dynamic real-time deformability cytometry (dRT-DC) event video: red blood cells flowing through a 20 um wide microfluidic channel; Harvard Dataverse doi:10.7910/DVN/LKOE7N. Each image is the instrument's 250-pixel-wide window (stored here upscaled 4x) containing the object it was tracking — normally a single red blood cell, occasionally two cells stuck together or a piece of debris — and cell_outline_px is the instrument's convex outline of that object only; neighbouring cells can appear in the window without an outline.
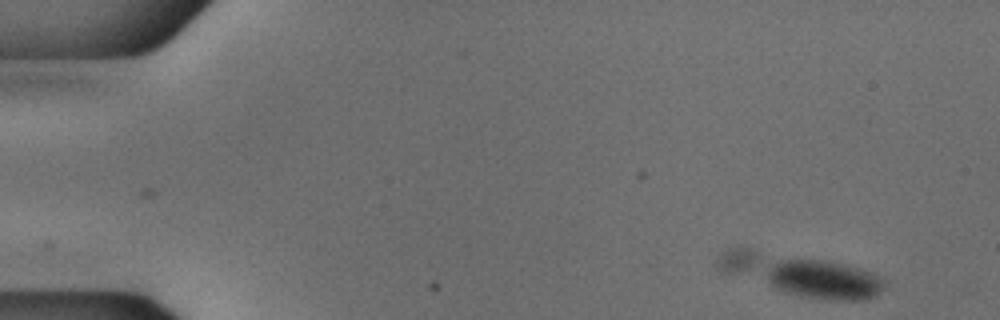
{"species": "common noctule bat (a hibernating species)", "species_latin": "Nyctalus noctula", "temperature_condition": "cold", "stored_images_in_passage": 42, "camera_frame_rate_fps": 3000, "um_per_image_px": 0.085, "animal": {"sex": "male", "body_mass_g": 18.8}, "frame": {"image": 1, "passage_image": 1, "time_ms": 0.0, "image_size_px": [1000, 320], "cell_outline_px": [[884, 288], [872, 296], [864, 300], [828, 300], [800, 296], [788, 292], [724, 268], [716, 264], [724, 252], [728, 248], [752, 248], [828, 260], [848, 264], [868, 272], [884, 280]], "centroid_in_image_um": [68.24, 23.32], "position_along_channel_um": 16.8, "area_um2": 38.09}}
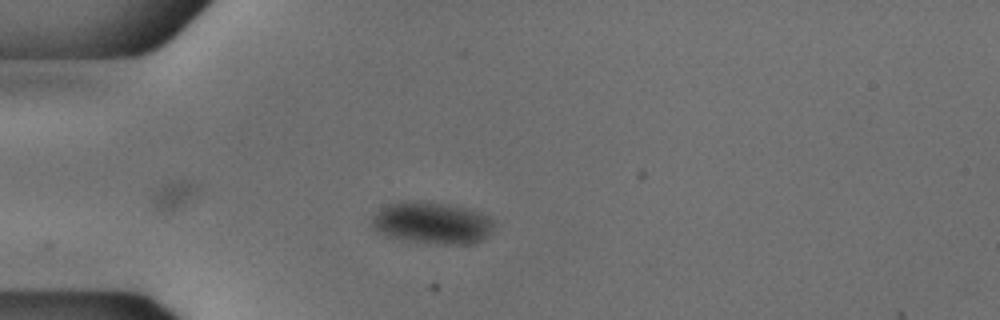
{"frame": {"image": 2, "passage_image": 12, "time_ms": 3.667, "image_size_px": [1000, 320], "cell_outline_px": [[492, 224], [488, 232], [480, 240], [472, 244], [428, 244], [388, 236], [380, 232], [372, 224], [372, 216], [380, 208], [388, 204], [400, 200], [416, 200], [464, 208], [480, 212], [492, 220]], "centroid_in_image_um": [36.65, 18.94], "position_along_channel_um": 48.3, "area_um2": 29.3}}